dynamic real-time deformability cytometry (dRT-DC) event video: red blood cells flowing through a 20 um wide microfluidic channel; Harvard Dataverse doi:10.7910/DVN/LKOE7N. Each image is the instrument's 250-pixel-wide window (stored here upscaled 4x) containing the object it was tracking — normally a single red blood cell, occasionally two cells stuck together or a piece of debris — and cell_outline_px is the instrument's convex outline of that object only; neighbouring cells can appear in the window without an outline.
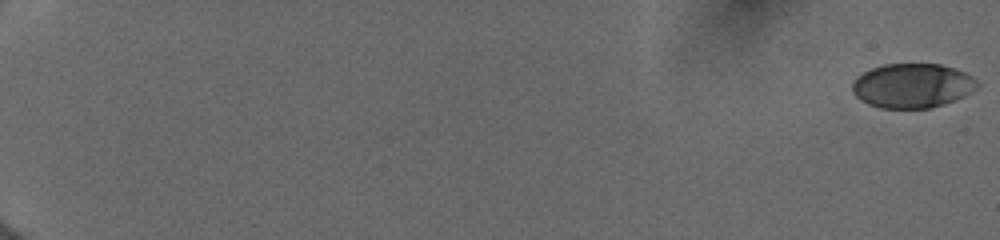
{"species": "human", "species_latin": "Homo sapiens", "temperature_condition": "cold", "stored_images_in_passage": 55, "camera_frame_rate_fps": 3000, "um_per_image_px": 0.085, "donor": {"sex": "female"}, "frame": {"image": 1, "passage_image": 1, "time_ms": 0.0, "image_size_px": [1000, 240], "cell_outline_px": [[980, 84], [976, 88], [964, 96], [944, 104], [928, 108], [880, 108], [868, 104], [860, 100], [852, 92], [852, 84], [856, 76], [872, 68], [884, 64], [940, 64], [964, 72], [972, 76]], "centroid_in_image_um": [77.53, 7.28], "position_along_channel_um": 7.5, "area_um2": 32.31}}
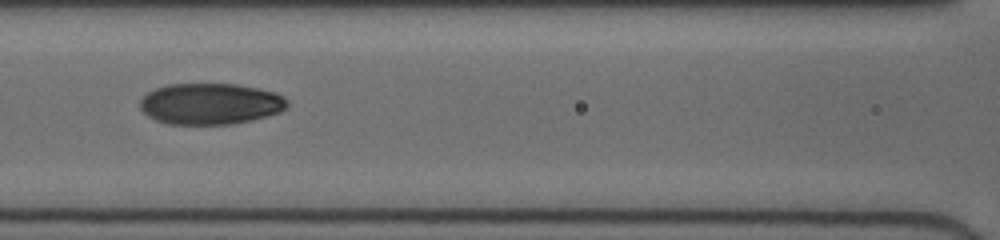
{"frame": {"image": 2, "passage_image": 29, "time_ms": 9.333, "image_size_px": [1000, 240], "cell_outline_px": [[288, 104], [280, 112], [252, 120], [232, 124], [168, 124], [156, 120], [148, 116], [140, 108], [140, 100], [148, 92], [156, 88], [168, 84], [236, 84], [260, 88], [276, 92], [284, 96], [288, 100]], "centroid_in_image_um": [17.9, 8.82], "position_along_channel_um": 148.7, "area_um2": 35.49}}
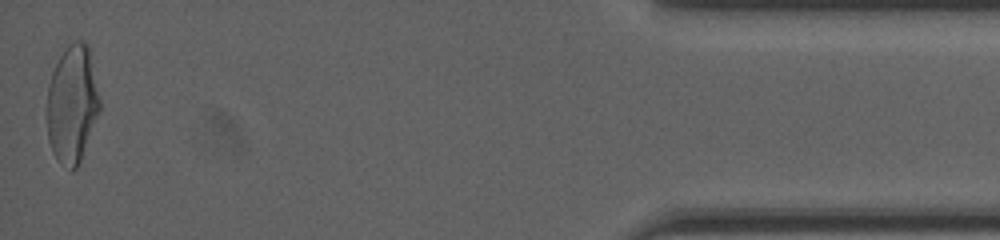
{"frame": {"image": 3, "passage_image": 55, "time_ms": 18.0, "image_size_px": [1000, 240], "cell_outline_px": [[100, 108], [80, 160], [76, 168], [72, 172], [60, 164], [56, 160], [52, 152], [48, 140], [48, 84], [52, 72], [60, 56], [68, 44], [72, 40], [84, 40], [88, 44], [100, 100]], "centroid_in_image_um": [6.13, 8.84], "position_along_channel_um": 429.1, "area_um2": 36.01}, "authors_computed_cell_mechanics": {"area_um2": 34.7378, "velocity_mm_per_s": 4.0135, "shape_relaxation_time_tau1_ms": 3.9408, "shape_relaxation_time_tau2_ms": 1.4203, "deformation_change_tau1": 0.1513, "deformation_change_tau2": 0.0578}}